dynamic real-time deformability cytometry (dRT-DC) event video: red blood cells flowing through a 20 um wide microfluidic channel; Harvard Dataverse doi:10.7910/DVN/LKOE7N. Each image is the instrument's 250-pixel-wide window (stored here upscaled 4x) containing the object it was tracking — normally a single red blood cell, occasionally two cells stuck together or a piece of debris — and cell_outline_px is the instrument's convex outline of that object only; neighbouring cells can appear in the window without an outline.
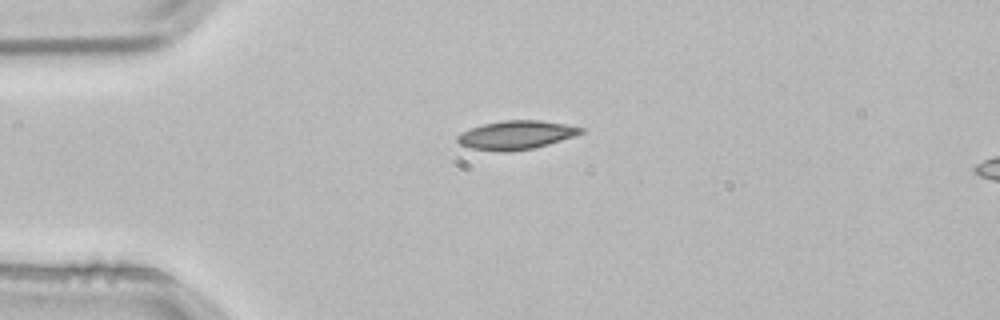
{"species": "common noctule bat (a hibernating species)", "species_latin": "Nyctalus noctula", "temperature_condition": "room temperature", "stored_images_in_passage": 5, "camera_frame_rate_fps": 3000, "um_per_image_px": 0.085, "animal": {"sex": "male", "body_mass_g": 21.5, "forearm_length_mm": 52.0}, "frame": {"image": 1, "passage_image": 5, "time_ms": 1.333, "image_size_px": [1000, 320], "cell_outline_px": [[584, 132], [548, 144], [532, 148], [508, 152], [504, 152], [472, 148], [460, 144], [456, 140], [456, 136], [472, 128], [484, 124], [504, 120], [540, 120], [564, 124], [584, 128]], "centroid_in_image_um": [43.86, 11.47], "position_along_channel_um": 41.1, "area_um2": 20.23}}